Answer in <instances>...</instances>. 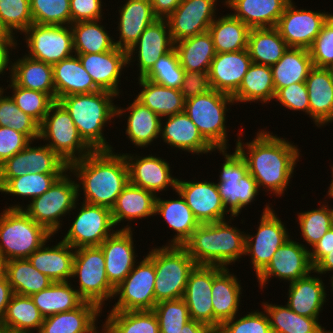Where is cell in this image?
I'll use <instances>...</instances> for the list:
<instances>
[{"label":"cell","mask_w":333,"mask_h":333,"mask_svg":"<svg viewBox=\"0 0 333 333\" xmlns=\"http://www.w3.org/2000/svg\"><path fill=\"white\" fill-rule=\"evenodd\" d=\"M0 333H17L15 331H11V330H7V329H3L0 327Z\"/></svg>","instance_id":"cell-77"},{"label":"cell","mask_w":333,"mask_h":333,"mask_svg":"<svg viewBox=\"0 0 333 333\" xmlns=\"http://www.w3.org/2000/svg\"><path fill=\"white\" fill-rule=\"evenodd\" d=\"M101 0H70L71 24L102 19Z\"/></svg>","instance_id":"cell-65"},{"label":"cell","mask_w":333,"mask_h":333,"mask_svg":"<svg viewBox=\"0 0 333 333\" xmlns=\"http://www.w3.org/2000/svg\"><path fill=\"white\" fill-rule=\"evenodd\" d=\"M329 70H330V77H331L332 86H333V67H330Z\"/></svg>","instance_id":"cell-78"},{"label":"cell","mask_w":333,"mask_h":333,"mask_svg":"<svg viewBox=\"0 0 333 333\" xmlns=\"http://www.w3.org/2000/svg\"><path fill=\"white\" fill-rule=\"evenodd\" d=\"M0 21L10 31L24 32L31 24L30 0H0Z\"/></svg>","instance_id":"cell-59"},{"label":"cell","mask_w":333,"mask_h":333,"mask_svg":"<svg viewBox=\"0 0 333 333\" xmlns=\"http://www.w3.org/2000/svg\"><path fill=\"white\" fill-rule=\"evenodd\" d=\"M131 226L119 229L105 239L100 248L105 257V270L109 282L116 288L136 264Z\"/></svg>","instance_id":"cell-20"},{"label":"cell","mask_w":333,"mask_h":333,"mask_svg":"<svg viewBox=\"0 0 333 333\" xmlns=\"http://www.w3.org/2000/svg\"><path fill=\"white\" fill-rule=\"evenodd\" d=\"M250 28L232 14L216 18L210 25V33L216 53L247 49Z\"/></svg>","instance_id":"cell-46"},{"label":"cell","mask_w":333,"mask_h":333,"mask_svg":"<svg viewBox=\"0 0 333 333\" xmlns=\"http://www.w3.org/2000/svg\"><path fill=\"white\" fill-rule=\"evenodd\" d=\"M309 251L304 244L289 238L276 250L267 267L257 276L260 288L263 289L272 276L291 283L311 274L314 268Z\"/></svg>","instance_id":"cell-17"},{"label":"cell","mask_w":333,"mask_h":333,"mask_svg":"<svg viewBox=\"0 0 333 333\" xmlns=\"http://www.w3.org/2000/svg\"><path fill=\"white\" fill-rule=\"evenodd\" d=\"M315 67H333V14L323 24L311 47L308 49Z\"/></svg>","instance_id":"cell-60"},{"label":"cell","mask_w":333,"mask_h":333,"mask_svg":"<svg viewBox=\"0 0 333 333\" xmlns=\"http://www.w3.org/2000/svg\"><path fill=\"white\" fill-rule=\"evenodd\" d=\"M119 13L117 27L120 36L115 46L128 52L148 25L158 18L154 15L151 0H127Z\"/></svg>","instance_id":"cell-28"},{"label":"cell","mask_w":333,"mask_h":333,"mask_svg":"<svg viewBox=\"0 0 333 333\" xmlns=\"http://www.w3.org/2000/svg\"><path fill=\"white\" fill-rule=\"evenodd\" d=\"M255 137L245 144L238 136L236 149L246 161L248 172L256 180L259 190L262 186L264 190L280 197L293 177L300 156L299 149L266 130L257 132Z\"/></svg>","instance_id":"cell-1"},{"label":"cell","mask_w":333,"mask_h":333,"mask_svg":"<svg viewBox=\"0 0 333 333\" xmlns=\"http://www.w3.org/2000/svg\"><path fill=\"white\" fill-rule=\"evenodd\" d=\"M124 154L129 170V182L145 190L153 192L163 191L172 186L176 190L177 178L170 174V166L165 159L156 156H137Z\"/></svg>","instance_id":"cell-24"},{"label":"cell","mask_w":333,"mask_h":333,"mask_svg":"<svg viewBox=\"0 0 333 333\" xmlns=\"http://www.w3.org/2000/svg\"><path fill=\"white\" fill-rule=\"evenodd\" d=\"M75 55L79 57L82 66L100 90L119 96V78L122 75L121 71L128 64L127 51L116 47L101 53Z\"/></svg>","instance_id":"cell-22"},{"label":"cell","mask_w":333,"mask_h":333,"mask_svg":"<svg viewBox=\"0 0 333 333\" xmlns=\"http://www.w3.org/2000/svg\"><path fill=\"white\" fill-rule=\"evenodd\" d=\"M102 332L100 333H116L106 322L104 325H102ZM97 333H99V331L97 330Z\"/></svg>","instance_id":"cell-74"},{"label":"cell","mask_w":333,"mask_h":333,"mask_svg":"<svg viewBox=\"0 0 333 333\" xmlns=\"http://www.w3.org/2000/svg\"><path fill=\"white\" fill-rule=\"evenodd\" d=\"M76 178L71 180L66 172L41 196L22 208L33 220L53 236L61 228L60 217L76 208L80 195Z\"/></svg>","instance_id":"cell-10"},{"label":"cell","mask_w":333,"mask_h":333,"mask_svg":"<svg viewBox=\"0 0 333 333\" xmlns=\"http://www.w3.org/2000/svg\"><path fill=\"white\" fill-rule=\"evenodd\" d=\"M33 22L39 25H71L70 0H30Z\"/></svg>","instance_id":"cell-56"},{"label":"cell","mask_w":333,"mask_h":333,"mask_svg":"<svg viewBox=\"0 0 333 333\" xmlns=\"http://www.w3.org/2000/svg\"><path fill=\"white\" fill-rule=\"evenodd\" d=\"M52 68L56 101L68 95L100 91L77 55L59 61Z\"/></svg>","instance_id":"cell-33"},{"label":"cell","mask_w":333,"mask_h":333,"mask_svg":"<svg viewBox=\"0 0 333 333\" xmlns=\"http://www.w3.org/2000/svg\"><path fill=\"white\" fill-rule=\"evenodd\" d=\"M309 116L317 127L333 122V86L329 68L313 66L306 78Z\"/></svg>","instance_id":"cell-29"},{"label":"cell","mask_w":333,"mask_h":333,"mask_svg":"<svg viewBox=\"0 0 333 333\" xmlns=\"http://www.w3.org/2000/svg\"><path fill=\"white\" fill-rule=\"evenodd\" d=\"M69 282H53L48 288L30 296L44 318L74 310L84 302Z\"/></svg>","instance_id":"cell-44"},{"label":"cell","mask_w":333,"mask_h":333,"mask_svg":"<svg viewBox=\"0 0 333 333\" xmlns=\"http://www.w3.org/2000/svg\"><path fill=\"white\" fill-rule=\"evenodd\" d=\"M246 233L226 220L200 224L183 244L196 265L227 268L245 255Z\"/></svg>","instance_id":"cell-3"},{"label":"cell","mask_w":333,"mask_h":333,"mask_svg":"<svg viewBox=\"0 0 333 333\" xmlns=\"http://www.w3.org/2000/svg\"><path fill=\"white\" fill-rule=\"evenodd\" d=\"M252 64L248 50L216 53L209 70L211 89L233 95Z\"/></svg>","instance_id":"cell-25"},{"label":"cell","mask_w":333,"mask_h":333,"mask_svg":"<svg viewBox=\"0 0 333 333\" xmlns=\"http://www.w3.org/2000/svg\"><path fill=\"white\" fill-rule=\"evenodd\" d=\"M106 323L116 333H160L153 310L110 311Z\"/></svg>","instance_id":"cell-50"},{"label":"cell","mask_w":333,"mask_h":333,"mask_svg":"<svg viewBox=\"0 0 333 333\" xmlns=\"http://www.w3.org/2000/svg\"><path fill=\"white\" fill-rule=\"evenodd\" d=\"M262 212L258 232L246 234L245 255L251 256L252 266L258 276L269 264L272 256L289 238L281 219L269 204Z\"/></svg>","instance_id":"cell-14"},{"label":"cell","mask_w":333,"mask_h":333,"mask_svg":"<svg viewBox=\"0 0 333 333\" xmlns=\"http://www.w3.org/2000/svg\"><path fill=\"white\" fill-rule=\"evenodd\" d=\"M44 317L30 296L13 294L0 323L3 329L17 333H39Z\"/></svg>","instance_id":"cell-45"},{"label":"cell","mask_w":333,"mask_h":333,"mask_svg":"<svg viewBox=\"0 0 333 333\" xmlns=\"http://www.w3.org/2000/svg\"><path fill=\"white\" fill-rule=\"evenodd\" d=\"M29 173L24 170L23 150L0 165V189L12 178Z\"/></svg>","instance_id":"cell-66"},{"label":"cell","mask_w":333,"mask_h":333,"mask_svg":"<svg viewBox=\"0 0 333 333\" xmlns=\"http://www.w3.org/2000/svg\"><path fill=\"white\" fill-rule=\"evenodd\" d=\"M76 276L79 277V289L76 290L84 301L102 309L105 301L113 299L115 287L108 280L105 257L99 246L75 249L72 278Z\"/></svg>","instance_id":"cell-11"},{"label":"cell","mask_w":333,"mask_h":333,"mask_svg":"<svg viewBox=\"0 0 333 333\" xmlns=\"http://www.w3.org/2000/svg\"><path fill=\"white\" fill-rule=\"evenodd\" d=\"M237 276L230 274L228 267L213 266L212 306L214 330L217 331L239 311L241 285Z\"/></svg>","instance_id":"cell-26"},{"label":"cell","mask_w":333,"mask_h":333,"mask_svg":"<svg viewBox=\"0 0 333 333\" xmlns=\"http://www.w3.org/2000/svg\"><path fill=\"white\" fill-rule=\"evenodd\" d=\"M63 174H41L26 173L21 177L10 179L0 192L19 197H28L32 200L41 196L60 178Z\"/></svg>","instance_id":"cell-52"},{"label":"cell","mask_w":333,"mask_h":333,"mask_svg":"<svg viewBox=\"0 0 333 333\" xmlns=\"http://www.w3.org/2000/svg\"><path fill=\"white\" fill-rule=\"evenodd\" d=\"M310 250V262L313 268L333 249V227Z\"/></svg>","instance_id":"cell-67"},{"label":"cell","mask_w":333,"mask_h":333,"mask_svg":"<svg viewBox=\"0 0 333 333\" xmlns=\"http://www.w3.org/2000/svg\"><path fill=\"white\" fill-rule=\"evenodd\" d=\"M17 46L15 40H0V75L5 73V70H8L7 66L10 64L9 50Z\"/></svg>","instance_id":"cell-70"},{"label":"cell","mask_w":333,"mask_h":333,"mask_svg":"<svg viewBox=\"0 0 333 333\" xmlns=\"http://www.w3.org/2000/svg\"><path fill=\"white\" fill-rule=\"evenodd\" d=\"M268 316L272 333H322L324 327L319 318L301 316L292 311L287 304L284 306L262 303Z\"/></svg>","instance_id":"cell-49"},{"label":"cell","mask_w":333,"mask_h":333,"mask_svg":"<svg viewBox=\"0 0 333 333\" xmlns=\"http://www.w3.org/2000/svg\"><path fill=\"white\" fill-rule=\"evenodd\" d=\"M10 81L8 87L14 91L11 98L19 109L40 125L55 100L47 93L20 87L11 78Z\"/></svg>","instance_id":"cell-53"},{"label":"cell","mask_w":333,"mask_h":333,"mask_svg":"<svg viewBox=\"0 0 333 333\" xmlns=\"http://www.w3.org/2000/svg\"><path fill=\"white\" fill-rule=\"evenodd\" d=\"M160 135L162 140L171 147L179 148L192 154L208 153L215 149L203 138L195 123L188 117L185 111L166 117Z\"/></svg>","instance_id":"cell-27"},{"label":"cell","mask_w":333,"mask_h":333,"mask_svg":"<svg viewBox=\"0 0 333 333\" xmlns=\"http://www.w3.org/2000/svg\"><path fill=\"white\" fill-rule=\"evenodd\" d=\"M47 242L34 251L28 260L33 267L53 282L68 281L73 275L75 249L63 241L50 248L46 247Z\"/></svg>","instance_id":"cell-30"},{"label":"cell","mask_w":333,"mask_h":333,"mask_svg":"<svg viewBox=\"0 0 333 333\" xmlns=\"http://www.w3.org/2000/svg\"><path fill=\"white\" fill-rule=\"evenodd\" d=\"M184 73L185 70L181 67L177 52L173 48L161 56L143 78L165 87L180 89Z\"/></svg>","instance_id":"cell-57"},{"label":"cell","mask_w":333,"mask_h":333,"mask_svg":"<svg viewBox=\"0 0 333 333\" xmlns=\"http://www.w3.org/2000/svg\"><path fill=\"white\" fill-rule=\"evenodd\" d=\"M101 311L95 303L84 301L74 310L45 317L39 333H97Z\"/></svg>","instance_id":"cell-32"},{"label":"cell","mask_w":333,"mask_h":333,"mask_svg":"<svg viewBox=\"0 0 333 333\" xmlns=\"http://www.w3.org/2000/svg\"><path fill=\"white\" fill-rule=\"evenodd\" d=\"M217 0H183L166 18L174 43L208 31L216 19Z\"/></svg>","instance_id":"cell-18"},{"label":"cell","mask_w":333,"mask_h":333,"mask_svg":"<svg viewBox=\"0 0 333 333\" xmlns=\"http://www.w3.org/2000/svg\"><path fill=\"white\" fill-rule=\"evenodd\" d=\"M176 190L184 197L200 224L225 220V215L229 213L221 200L216 182L177 179Z\"/></svg>","instance_id":"cell-19"},{"label":"cell","mask_w":333,"mask_h":333,"mask_svg":"<svg viewBox=\"0 0 333 333\" xmlns=\"http://www.w3.org/2000/svg\"><path fill=\"white\" fill-rule=\"evenodd\" d=\"M132 271L115 288L114 297H118L111 311L153 310L156 305L155 267L153 261L145 256L137 262Z\"/></svg>","instance_id":"cell-12"},{"label":"cell","mask_w":333,"mask_h":333,"mask_svg":"<svg viewBox=\"0 0 333 333\" xmlns=\"http://www.w3.org/2000/svg\"><path fill=\"white\" fill-rule=\"evenodd\" d=\"M183 0H151L154 15L166 19Z\"/></svg>","instance_id":"cell-68"},{"label":"cell","mask_w":333,"mask_h":333,"mask_svg":"<svg viewBox=\"0 0 333 333\" xmlns=\"http://www.w3.org/2000/svg\"><path fill=\"white\" fill-rule=\"evenodd\" d=\"M4 93V88L0 87V97L3 95Z\"/></svg>","instance_id":"cell-80"},{"label":"cell","mask_w":333,"mask_h":333,"mask_svg":"<svg viewBox=\"0 0 333 333\" xmlns=\"http://www.w3.org/2000/svg\"><path fill=\"white\" fill-rule=\"evenodd\" d=\"M235 317L225 321L216 333H272L265 311H252L238 320Z\"/></svg>","instance_id":"cell-61"},{"label":"cell","mask_w":333,"mask_h":333,"mask_svg":"<svg viewBox=\"0 0 333 333\" xmlns=\"http://www.w3.org/2000/svg\"><path fill=\"white\" fill-rule=\"evenodd\" d=\"M274 99L289 110H301L309 114L308 89L305 82L292 83L285 88H280Z\"/></svg>","instance_id":"cell-62"},{"label":"cell","mask_w":333,"mask_h":333,"mask_svg":"<svg viewBox=\"0 0 333 333\" xmlns=\"http://www.w3.org/2000/svg\"><path fill=\"white\" fill-rule=\"evenodd\" d=\"M157 195L130 182L124 187L111 208L114 225L155 215Z\"/></svg>","instance_id":"cell-36"},{"label":"cell","mask_w":333,"mask_h":333,"mask_svg":"<svg viewBox=\"0 0 333 333\" xmlns=\"http://www.w3.org/2000/svg\"><path fill=\"white\" fill-rule=\"evenodd\" d=\"M329 210H330V213H331V220H332V227H333V208L329 207Z\"/></svg>","instance_id":"cell-79"},{"label":"cell","mask_w":333,"mask_h":333,"mask_svg":"<svg viewBox=\"0 0 333 333\" xmlns=\"http://www.w3.org/2000/svg\"><path fill=\"white\" fill-rule=\"evenodd\" d=\"M328 271H333V249L314 267L312 273L326 274Z\"/></svg>","instance_id":"cell-72"},{"label":"cell","mask_w":333,"mask_h":333,"mask_svg":"<svg viewBox=\"0 0 333 333\" xmlns=\"http://www.w3.org/2000/svg\"><path fill=\"white\" fill-rule=\"evenodd\" d=\"M331 169H332V177H333V165H332V167H331ZM332 181H331V184H330V187H329V189H328V196H330V198H333V178L331 179Z\"/></svg>","instance_id":"cell-76"},{"label":"cell","mask_w":333,"mask_h":333,"mask_svg":"<svg viewBox=\"0 0 333 333\" xmlns=\"http://www.w3.org/2000/svg\"><path fill=\"white\" fill-rule=\"evenodd\" d=\"M289 47L275 28H251L247 50L252 63L272 66Z\"/></svg>","instance_id":"cell-42"},{"label":"cell","mask_w":333,"mask_h":333,"mask_svg":"<svg viewBox=\"0 0 333 333\" xmlns=\"http://www.w3.org/2000/svg\"><path fill=\"white\" fill-rule=\"evenodd\" d=\"M174 48L168 23L166 19H156L152 24L144 30L137 42L129 49L128 65L134 53L138 54L139 76L144 77L154 66L155 62L164 54ZM136 50V52H135ZM138 51V52H137ZM133 57V58H131Z\"/></svg>","instance_id":"cell-21"},{"label":"cell","mask_w":333,"mask_h":333,"mask_svg":"<svg viewBox=\"0 0 333 333\" xmlns=\"http://www.w3.org/2000/svg\"><path fill=\"white\" fill-rule=\"evenodd\" d=\"M272 71L268 65L252 63L243 77L239 89L232 95L237 102H270L275 98Z\"/></svg>","instance_id":"cell-43"},{"label":"cell","mask_w":333,"mask_h":333,"mask_svg":"<svg viewBox=\"0 0 333 333\" xmlns=\"http://www.w3.org/2000/svg\"><path fill=\"white\" fill-rule=\"evenodd\" d=\"M322 207L298 213L301 236L311 248L332 227L331 213L328 204Z\"/></svg>","instance_id":"cell-58"},{"label":"cell","mask_w":333,"mask_h":333,"mask_svg":"<svg viewBox=\"0 0 333 333\" xmlns=\"http://www.w3.org/2000/svg\"><path fill=\"white\" fill-rule=\"evenodd\" d=\"M22 208L11 205L0 214V258L3 261L28 258L51 239L52 234Z\"/></svg>","instance_id":"cell-5"},{"label":"cell","mask_w":333,"mask_h":333,"mask_svg":"<svg viewBox=\"0 0 333 333\" xmlns=\"http://www.w3.org/2000/svg\"><path fill=\"white\" fill-rule=\"evenodd\" d=\"M4 126L25 134L33 142L39 139V124L6 95L0 97V127Z\"/></svg>","instance_id":"cell-54"},{"label":"cell","mask_w":333,"mask_h":333,"mask_svg":"<svg viewBox=\"0 0 333 333\" xmlns=\"http://www.w3.org/2000/svg\"><path fill=\"white\" fill-rule=\"evenodd\" d=\"M312 67L308 49L289 47L278 62L270 66L275 92L292 83L305 82Z\"/></svg>","instance_id":"cell-41"},{"label":"cell","mask_w":333,"mask_h":333,"mask_svg":"<svg viewBox=\"0 0 333 333\" xmlns=\"http://www.w3.org/2000/svg\"><path fill=\"white\" fill-rule=\"evenodd\" d=\"M11 285L6 276L0 281V323L5 315L6 307L13 295Z\"/></svg>","instance_id":"cell-69"},{"label":"cell","mask_w":333,"mask_h":333,"mask_svg":"<svg viewBox=\"0 0 333 333\" xmlns=\"http://www.w3.org/2000/svg\"><path fill=\"white\" fill-rule=\"evenodd\" d=\"M116 106V117L122 116L128 110L127 128L125 134L133 145L148 147L153 140L160 137L161 117L143 105L137 99L127 108Z\"/></svg>","instance_id":"cell-34"},{"label":"cell","mask_w":333,"mask_h":333,"mask_svg":"<svg viewBox=\"0 0 333 333\" xmlns=\"http://www.w3.org/2000/svg\"><path fill=\"white\" fill-rule=\"evenodd\" d=\"M23 158L24 170L29 173L64 174L69 170V165L46 144L38 147L27 145L23 149Z\"/></svg>","instance_id":"cell-51"},{"label":"cell","mask_w":333,"mask_h":333,"mask_svg":"<svg viewBox=\"0 0 333 333\" xmlns=\"http://www.w3.org/2000/svg\"><path fill=\"white\" fill-rule=\"evenodd\" d=\"M142 87L136 99L161 118L185 110V98L179 89L165 87L143 77L138 78Z\"/></svg>","instance_id":"cell-39"},{"label":"cell","mask_w":333,"mask_h":333,"mask_svg":"<svg viewBox=\"0 0 333 333\" xmlns=\"http://www.w3.org/2000/svg\"><path fill=\"white\" fill-rule=\"evenodd\" d=\"M212 286L213 266L196 265L189 274L183 299L192 320L204 323L214 329Z\"/></svg>","instance_id":"cell-23"},{"label":"cell","mask_w":333,"mask_h":333,"mask_svg":"<svg viewBox=\"0 0 333 333\" xmlns=\"http://www.w3.org/2000/svg\"><path fill=\"white\" fill-rule=\"evenodd\" d=\"M100 21L101 19L79 21L70 25L73 33L75 54L101 53L116 48L115 40L110 37L104 26L100 25Z\"/></svg>","instance_id":"cell-48"},{"label":"cell","mask_w":333,"mask_h":333,"mask_svg":"<svg viewBox=\"0 0 333 333\" xmlns=\"http://www.w3.org/2000/svg\"><path fill=\"white\" fill-rule=\"evenodd\" d=\"M16 37L0 21V40H16Z\"/></svg>","instance_id":"cell-73"},{"label":"cell","mask_w":333,"mask_h":333,"mask_svg":"<svg viewBox=\"0 0 333 333\" xmlns=\"http://www.w3.org/2000/svg\"><path fill=\"white\" fill-rule=\"evenodd\" d=\"M180 333H216V331L204 323L191 319L184 324Z\"/></svg>","instance_id":"cell-71"},{"label":"cell","mask_w":333,"mask_h":333,"mask_svg":"<svg viewBox=\"0 0 333 333\" xmlns=\"http://www.w3.org/2000/svg\"><path fill=\"white\" fill-rule=\"evenodd\" d=\"M291 0H225L232 15L251 28L276 27Z\"/></svg>","instance_id":"cell-31"},{"label":"cell","mask_w":333,"mask_h":333,"mask_svg":"<svg viewBox=\"0 0 333 333\" xmlns=\"http://www.w3.org/2000/svg\"><path fill=\"white\" fill-rule=\"evenodd\" d=\"M39 139L50 140L46 145L68 165L93 151L80 137L69 112L59 101L51 105L39 125Z\"/></svg>","instance_id":"cell-8"},{"label":"cell","mask_w":333,"mask_h":333,"mask_svg":"<svg viewBox=\"0 0 333 333\" xmlns=\"http://www.w3.org/2000/svg\"><path fill=\"white\" fill-rule=\"evenodd\" d=\"M5 274L13 293L22 296H31L53 283L33 267L28 258L5 261Z\"/></svg>","instance_id":"cell-47"},{"label":"cell","mask_w":333,"mask_h":333,"mask_svg":"<svg viewBox=\"0 0 333 333\" xmlns=\"http://www.w3.org/2000/svg\"><path fill=\"white\" fill-rule=\"evenodd\" d=\"M323 280L310 274L289 285L287 306L295 313L309 318H318L326 302Z\"/></svg>","instance_id":"cell-35"},{"label":"cell","mask_w":333,"mask_h":333,"mask_svg":"<svg viewBox=\"0 0 333 333\" xmlns=\"http://www.w3.org/2000/svg\"><path fill=\"white\" fill-rule=\"evenodd\" d=\"M76 176L78 192L83 189V202L111 209L129 183V170L123 154L96 150L69 165ZM82 185V186H81ZM82 187V188H80Z\"/></svg>","instance_id":"cell-2"},{"label":"cell","mask_w":333,"mask_h":333,"mask_svg":"<svg viewBox=\"0 0 333 333\" xmlns=\"http://www.w3.org/2000/svg\"><path fill=\"white\" fill-rule=\"evenodd\" d=\"M225 157L216 183L221 200L227 212H230V220L237 217L259 192L258 184L248 172V166L242 155L235 148V152L227 154L226 149H219ZM229 206V207H228ZM229 209V210H228Z\"/></svg>","instance_id":"cell-9"},{"label":"cell","mask_w":333,"mask_h":333,"mask_svg":"<svg viewBox=\"0 0 333 333\" xmlns=\"http://www.w3.org/2000/svg\"><path fill=\"white\" fill-rule=\"evenodd\" d=\"M154 263L156 304L183 298L190 272L196 263L183 246L166 245L147 255Z\"/></svg>","instance_id":"cell-6"},{"label":"cell","mask_w":333,"mask_h":333,"mask_svg":"<svg viewBox=\"0 0 333 333\" xmlns=\"http://www.w3.org/2000/svg\"><path fill=\"white\" fill-rule=\"evenodd\" d=\"M8 70L18 86L47 93L56 101L52 65L24 55L10 64Z\"/></svg>","instance_id":"cell-37"},{"label":"cell","mask_w":333,"mask_h":333,"mask_svg":"<svg viewBox=\"0 0 333 333\" xmlns=\"http://www.w3.org/2000/svg\"><path fill=\"white\" fill-rule=\"evenodd\" d=\"M32 141L11 127H0V165L22 151Z\"/></svg>","instance_id":"cell-63"},{"label":"cell","mask_w":333,"mask_h":333,"mask_svg":"<svg viewBox=\"0 0 333 333\" xmlns=\"http://www.w3.org/2000/svg\"><path fill=\"white\" fill-rule=\"evenodd\" d=\"M179 63L185 71L209 72L216 56L212 37L208 31L174 43Z\"/></svg>","instance_id":"cell-40"},{"label":"cell","mask_w":333,"mask_h":333,"mask_svg":"<svg viewBox=\"0 0 333 333\" xmlns=\"http://www.w3.org/2000/svg\"><path fill=\"white\" fill-rule=\"evenodd\" d=\"M23 33L29 49L26 55L32 59L54 65L73 56V33L69 25L33 23Z\"/></svg>","instance_id":"cell-13"},{"label":"cell","mask_w":333,"mask_h":333,"mask_svg":"<svg viewBox=\"0 0 333 333\" xmlns=\"http://www.w3.org/2000/svg\"><path fill=\"white\" fill-rule=\"evenodd\" d=\"M5 261L0 258V281L5 277Z\"/></svg>","instance_id":"cell-75"},{"label":"cell","mask_w":333,"mask_h":333,"mask_svg":"<svg viewBox=\"0 0 333 333\" xmlns=\"http://www.w3.org/2000/svg\"><path fill=\"white\" fill-rule=\"evenodd\" d=\"M153 312L157 316L160 333H180L184 324L191 320L183 298L159 302Z\"/></svg>","instance_id":"cell-55"},{"label":"cell","mask_w":333,"mask_h":333,"mask_svg":"<svg viewBox=\"0 0 333 333\" xmlns=\"http://www.w3.org/2000/svg\"><path fill=\"white\" fill-rule=\"evenodd\" d=\"M179 90L185 99L208 92L211 90L209 72L185 71Z\"/></svg>","instance_id":"cell-64"},{"label":"cell","mask_w":333,"mask_h":333,"mask_svg":"<svg viewBox=\"0 0 333 333\" xmlns=\"http://www.w3.org/2000/svg\"><path fill=\"white\" fill-rule=\"evenodd\" d=\"M175 191L180 199L178 197L177 200H162L158 196L156 197L155 215H161L170 228L176 232L168 245L183 246L200 223L194 217L184 197L177 190Z\"/></svg>","instance_id":"cell-38"},{"label":"cell","mask_w":333,"mask_h":333,"mask_svg":"<svg viewBox=\"0 0 333 333\" xmlns=\"http://www.w3.org/2000/svg\"><path fill=\"white\" fill-rule=\"evenodd\" d=\"M113 97L115 99L117 95L100 90L93 93L68 95L58 100L69 112L80 137L93 151L113 150L102 132L105 124L114 119V116L116 117Z\"/></svg>","instance_id":"cell-4"},{"label":"cell","mask_w":333,"mask_h":333,"mask_svg":"<svg viewBox=\"0 0 333 333\" xmlns=\"http://www.w3.org/2000/svg\"><path fill=\"white\" fill-rule=\"evenodd\" d=\"M63 242L74 249L100 246L115 230L111 209L83 202Z\"/></svg>","instance_id":"cell-15"},{"label":"cell","mask_w":333,"mask_h":333,"mask_svg":"<svg viewBox=\"0 0 333 333\" xmlns=\"http://www.w3.org/2000/svg\"><path fill=\"white\" fill-rule=\"evenodd\" d=\"M292 1L286 6L275 28L288 47L309 49L332 13L298 10Z\"/></svg>","instance_id":"cell-16"},{"label":"cell","mask_w":333,"mask_h":333,"mask_svg":"<svg viewBox=\"0 0 333 333\" xmlns=\"http://www.w3.org/2000/svg\"><path fill=\"white\" fill-rule=\"evenodd\" d=\"M233 103L231 95L214 89L185 100V113L215 150L228 149L225 120L227 105Z\"/></svg>","instance_id":"cell-7"}]
</instances>
